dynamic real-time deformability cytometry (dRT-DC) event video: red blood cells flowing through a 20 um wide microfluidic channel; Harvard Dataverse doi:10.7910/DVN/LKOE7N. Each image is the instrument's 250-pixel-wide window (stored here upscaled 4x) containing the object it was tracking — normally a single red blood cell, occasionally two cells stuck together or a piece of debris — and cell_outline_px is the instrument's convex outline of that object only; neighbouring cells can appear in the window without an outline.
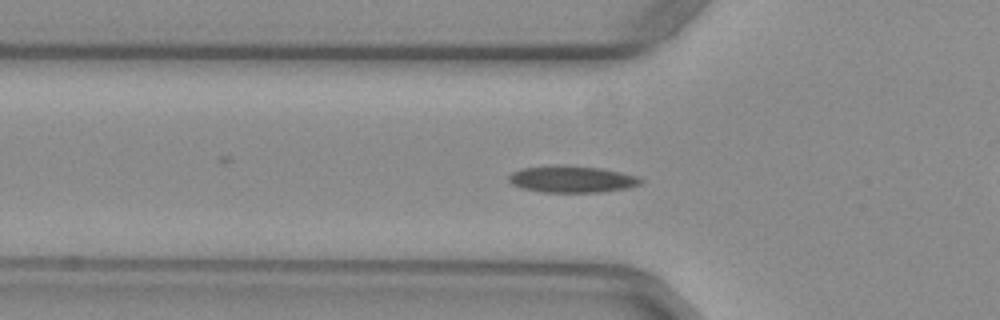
{"species": "common noctule bat (a hibernating species)", "species_latin": "Nyctalus noctula", "temperature_condition": "warm", "stored_images_in_passage": 54, "camera_frame_rate_fps": 3000, "um_per_image_px": 0.085, "animal": {"sex": "female", "body_mass_g": 29.2, "forearm_length_mm": 56.3}, "frame": {"image": 1, "passage_image": 18, "time_ms": 5.667, "image_size_px": [1000, 320], "cell_outline_px": [[644, 180], [640, 184], [628, 188], [604, 192], [540, 192], [524, 188], [512, 184], [508, 180], [508, 176], [512, 172], [520, 168], [600, 168], [620, 172], [636, 176]], "centroid_in_image_um": [48.65, 15.29], "position_along_channel_um": 77.1, "area_um2": 19.54}}
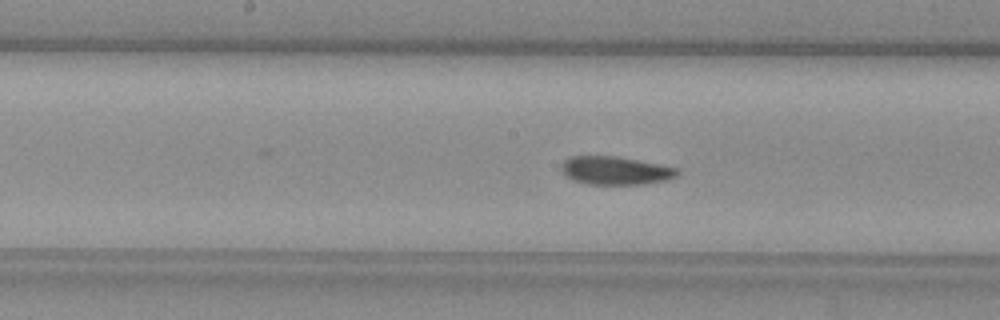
{"frame": {"image": 2, "passage_image": 27, "time_ms": 8.667, "image_size_px": [1000, 320], "cell_outline_px": [[680, 172], [676, 176], [668, 180], [644, 184], [588, 184], [572, 180], [560, 168], [560, 164], [564, 160], [572, 156], [616, 156], [676, 168]], "centroid_in_image_um": [52.29, 14.5], "position_along_channel_um": 195.9, "area_um2": 18.9}}
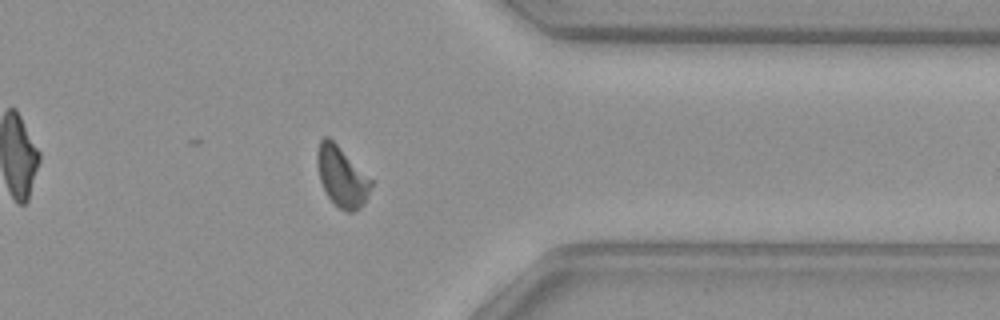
{"frame": {"image": 3, "passage_image": 42, "time_ms": 13.667, "image_size_px": [1000, 320], "cell_outline_px": [[372, 184], [364, 204], [360, 208], [352, 212], [348, 212], [340, 208], [328, 196], [320, 180], [316, 164], [316, 152], [320, 140], [324, 136], [328, 136], [372, 180]], "centroid_in_image_um": [29.03, 15.0], "position_along_channel_um": 382.4, "area_um2": 18.55}, "authors_computed_cell_mechanics": {"area_um2": 19.0162, "velocity_mm_per_s": 3.9374, "shape_relaxation_time_tau1_ms": 5.1421, "shape_relaxation_time_tau2_ms": 1.7968, "deformation_change_tau1": 0.1395, "deformation_change_tau2": 0.0793}}